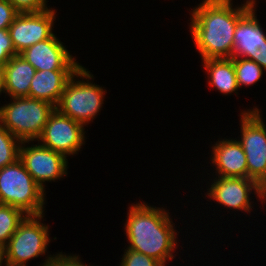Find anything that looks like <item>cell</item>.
Returning a JSON list of instances; mask_svg holds the SVG:
<instances>
[{
  "label": "cell",
  "mask_w": 266,
  "mask_h": 266,
  "mask_svg": "<svg viewBox=\"0 0 266 266\" xmlns=\"http://www.w3.org/2000/svg\"><path fill=\"white\" fill-rule=\"evenodd\" d=\"M20 55L29 62L36 71L44 70H78L79 65L74 57L53 34L25 49Z\"/></svg>",
  "instance_id": "cell-12"
},
{
  "label": "cell",
  "mask_w": 266,
  "mask_h": 266,
  "mask_svg": "<svg viewBox=\"0 0 266 266\" xmlns=\"http://www.w3.org/2000/svg\"><path fill=\"white\" fill-rule=\"evenodd\" d=\"M259 109L241 113V141L248 166V178L258 184L266 176V126Z\"/></svg>",
  "instance_id": "cell-7"
},
{
  "label": "cell",
  "mask_w": 266,
  "mask_h": 266,
  "mask_svg": "<svg viewBox=\"0 0 266 266\" xmlns=\"http://www.w3.org/2000/svg\"><path fill=\"white\" fill-rule=\"evenodd\" d=\"M21 143L19 160L33 177L34 181L44 190L45 181L60 179L67 173V158L43 145L23 147Z\"/></svg>",
  "instance_id": "cell-10"
},
{
  "label": "cell",
  "mask_w": 266,
  "mask_h": 266,
  "mask_svg": "<svg viewBox=\"0 0 266 266\" xmlns=\"http://www.w3.org/2000/svg\"><path fill=\"white\" fill-rule=\"evenodd\" d=\"M218 142L212 147L211 158L212 164L216 165L218 177L248 178V166L242 144L232 139Z\"/></svg>",
  "instance_id": "cell-14"
},
{
  "label": "cell",
  "mask_w": 266,
  "mask_h": 266,
  "mask_svg": "<svg viewBox=\"0 0 266 266\" xmlns=\"http://www.w3.org/2000/svg\"><path fill=\"white\" fill-rule=\"evenodd\" d=\"M77 70L36 71L30 83L28 97L57 106L64 87Z\"/></svg>",
  "instance_id": "cell-15"
},
{
  "label": "cell",
  "mask_w": 266,
  "mask_h": 266,
  "mask_svg": "<svg viewBox=\"0 0 266 266\" xmlns=\"http://www.w3.org/2000/svg\"><path fill=\"white\" fill-rule=\"evenodd\" d=\"M19 13L8 0H0V29H8Z\"/></svg>",
  "instance_id": "cell-23"
},
{
  "label": "cell",
  "mask_w": 266,
  "mask_h": 266,
  "mask_svg": "<svg viewBox=\"0 0 266 266\" xmlns=\"http://www.w3.org/2000/svg\"><path fill=\"white\" fill-rule=\"evenodd\" d=\"M44 191L19 159L0 169V204L21 209L26 215H42Z\"/></svg>",
  "instance_id": "cell-4"
},
{
  "label": "cell",
  "mask_w": 266,
  "mask_h": 266,
  "mask_svg": "<svg viewBox=\"0 0 266 266\" xmlns=\"http://www.w3.org/2000/svg\"><path fill=\"white\" fill-rule=\"evenodd\" d=\"M82 123L63 115L56 108L50 114L38 141L53 151L66 155L76 154L84 143Z\"/></svg>",
  "instance_id": "cell-8"
},
{
  "label": "cell",
  "mask_w": 266,
  "mask_h": 266,
  "mask_svg": "<svg viewBox=\"0 0 266 266\" xmlns=\"http://www.w3.org/2000/svg\"><path fill=\"white\" fill-rule=\"evenodd\" d=\"M3 260L6 262V249L5 247L0 246V266H2ZM4 265L7 266V263Z\"/></svg>",
  "instance_id": "cell-27"
},
{
  "label": "cell",
  "mask_w": 266,
  "mask_h": 266,
  "mask_svg": "<svg viewBox=\"0 0 266 266\" xmlns=\"http://www.w3.org/2000/svg\"><path fill=\"white\" fill-rule=\"evenodd\" d=\"M259 185V198L264 202V199L266 200V176L262 179V181L258 184Z\"/></svg>",
  "instance_id": "cell-26"
},
{
  "label": "cell",
  "mask_w": 266,
  "mask_h": 266,
  "mask_svg": "<svg viewBox=\"0 0 266 266\" xmlns=\"http://www.w3.org/2000/svg\"><path fill=\"white\" fill-rule=\"evenodd\" d=\"M55 10L19 13L8 28L13 47L17 54L32 45L50 38Z\"/></svg>",
  "instance_id": "cell-9"
},
{
  "label": "cell",
  "mask_w": 266,
  "mask_h": 266,
  "mask_svg": "<svg viewBox=\"0 0 266 266\" xmlns=\"http://www.w3.org/2000/svg\"><path fill=\"white\" fill-rule=\"evenodd\" d=\"M89 73L81 66L66 83L61 98L55 107L63 115L85 126L101 110L105 94L102 87L89 83L88 80H86L87 83L83 80L75 82V76L92 79L93 75Z\"/></svg>",
  "instance_id": "cell-5"
},
{
  "label": "cell",
  "mask_w": 266,
  "mask_h": 266,
  "mask_svg": "<svg viewBox=\"0 0 266 266\" xmlns=\"http://www.w3.org/2000/svg\"><path fill=\"white\" fill-rule=\"evenodd\" d=\"M204 67L210 75L209 85L224 94L233 93L239 87L232 58L206 59Z\"/></svg>",
  "instance_id": "cell-17"
},
{
  "label": "cell",
  "mask_w": 266,
  "mask_h": 266,
  "mask_svg": "<svg viewBox=\"0 0 266 266\" xmlns=\"http://www.w3.org/2000/svg\"><path fill=\"white\" fill-rule=\"evenodd\" d=\"M20 13L40 12L48 9L46 0H8Z\"/></svg>",
  "instance_id": "cell-24"
},
{
  "label": "cell",
  "mask_w": 266,
  "mask_h": 266,
  "mask_svg": "<svg viewBox=\"0 0 266 266\" xmlns=\"http://www.w3.org/2000/svg\"><path fill=\"white\" fill-rule=\"evenodd\" d=\"M45 261L42 266H88L83 265L78 256H66V254L64 255L62 253L52 257L50 256Z\"/></svg>",
  "instance_id": "cell-25"
},
{
  "label": "cell",
  "mask_w": 266,
  "mask_h": 266,
  "mask_svg": "<svg viewBox=\"0 0 266 266\" xmlns=\"http://www.w3.org/2000/svg\"><path fill=\"white\" fill-rule=\"evenodd\" d=\"M254 8L253 5L237 23L233 57L253 60L266 70V35L256 19Z\"/></svg>",
  "instance_id": "cell-11"
},
{
  "label": "cell",
  "mask_w": 266,
  "mask_h": 266,
  "mask_svg": "<svg viewBox=\"0 0 266 266\" xmlns=\"http://www.w3.org/2000/svg\"><path fill=\"white\" fill-rule=\"evenodd\" d=\"M26 216L21 209L0 204V246L6 247L9 239Z\"/></svg>",
  "instance_id": "cell-18"
},
{
  "label": "cell",
  "mask_w": 266,
  "mask_h": 266,
  "mask_svg": "<svg viewBox=\"0 0 266 266\" xmlns=\"http://www.w3.org/2000/svg\"><path fill=\"white\" fill-rule=\"evenodd\" d=\"M11 99L12 103L0 107V124L21 142L38 140L55 106L30 97Z\"/></svg>",
  "instance_id": "cell-3"
},
{
  "label": "cell",
  "mask_w": 266,
  "mask_h": 266,
  "mask_svg": "<svg viewBox=\"0 0 266 266\" xmlns=\"http://www.w3.org/2000/svg\"><path fill=\"white\" fill-rule=\"evenodd\" d=\"M120 264V266H165L163 263L150 256L128 248L124 252Z\"/></svg>",
  "instance_id": "cell-21"
},
{
  "label": "cell",
  "mask_w": 266,
  "mask_h": 266,
  "mask_svg": "<svg viewBox=\"0 0 266 266\" xmlns=\"http://www.w3.org/2000/svg\"><path fill=\"white\" fill-rule=\"evenodd\" d=\"M4 92L3 68L0 67V94Z\"/></svg>",
  "instance_id": "cell-28"
},
{
  "label": "cell",
  "mask_w": 266,
  "mask_h": 266,
  "mask_svg": "<svg viewBox=\"0 0 266 266\" xmlns=\"http://www.w3.org/2000/svg\"><path fill=\"white\" fill-rule=\"evenodd\" d=\"M238 87L252 85L259 81L263 68L255 61L243 57H233Z\"/></svg>",
  "instance_id": "cell-19"
},
{
  "label": "cell",
  "mask_w": 266,
  "mask_h": 266,
  "mask_svg": "<svg viewBox=\"0 0 266 266\" xmlns=\"http://www.w3.org/2000/svg\"><path fill=\"white\" fill-rule=\"evenodd\" d=\"M231 1L203 0L192 11L191 34L203 60L233 57L235 28L255 1L234 9Z\"/></svg>",
  "instance_id": "cell-1"
},
{
  "label": "cell",
  "mask_w": 266,
  "mask_h": 266,
  "mask_svg": "<svg viewBox=\"0 0 266 266\" xmlns=\"http://www.w3.org/2000/svg\"><path fill=\"white\" fill-rule=\"evenodd\" d=\"M21 143L17 137L0 124V169L19 159Z\"/></svg>",
  "instance_id": "cell-20"
},
{
  "label": "cell",
  "mask_w": 266,
  "mask_h": 266,
  "mask_svg": "<svg viewBox=\"0 0 266 266\" xmlns=\"http://www.w3.org/2000/svg\"><path fill=\"white\" fill-rule=\"evenodd\" d=\"M127 215L128 249L150 256L164 265L167 259H173L176 232L164 209L136 203L131 205Z\"/></svg>",
  "instance_id": "cell-2"
},
{
  "label": "cell",
  "mask_w": 266,
  "mask_h": 266,
  "mask_svg": "<svg viewBox=\"0 0 266 266\" xmlns=\"http://www.w3.org/2000/svg\"><path fill=\"white\" fill-rule=\"evenodd\" d=\"M42 215H27L9 239L6 249L7 266H26L31 258L46 253L50 242L48 226L41 223Z\"/></svg>",
  "instance_id": "cell-6"
},
{
  "label": "cell",
  "mask_w": 266,
  "mask_h": 266,
  "mask_svg": "<svg viewBox=\"0 0 266 266\" xmlns=\"http://www.w3.org/2000/svg\"><path fill=\"white\" fill-rule=\"evenodd\" d=\"M35 72L20 54L11 57L3 67L4 92L11 98L28 97Z\"/></svg>",
  "instance_id": "cell-16"
},
{
  "label": "cell",
  "mask_w": 266,
  "mask_h": 266,
  "mask_svg": "<svg viewBox=\"0 0 266 266\" xmlns=\"http://www.w3.org/2000/svg\"><path fill=\"white\" fill-rule=\"evenodd\" d=\"M18 55L13 47L12 40L8 29H0V67L11 59V57Z\"/></svg>",
  "instance_id": "cell-22"
},
{
  "label": "cell",
  "mask_w": 266,
  "mask_h": 266,
  "mask_svg": "<svg viewBox=\"0 0 266 266\" xmlns=\"http://www.w3.org/2000/svg\"><path fill=\"white\" fill-rule=\"evenodd\" d=\"M252 189L257 194V197H259V185L253 179L218 177V180H214L207 195L230 209L250 212L252 208L249 193H252Z\"/></svg>",
  "instance_id": "cell-13"
}]
</instances>
